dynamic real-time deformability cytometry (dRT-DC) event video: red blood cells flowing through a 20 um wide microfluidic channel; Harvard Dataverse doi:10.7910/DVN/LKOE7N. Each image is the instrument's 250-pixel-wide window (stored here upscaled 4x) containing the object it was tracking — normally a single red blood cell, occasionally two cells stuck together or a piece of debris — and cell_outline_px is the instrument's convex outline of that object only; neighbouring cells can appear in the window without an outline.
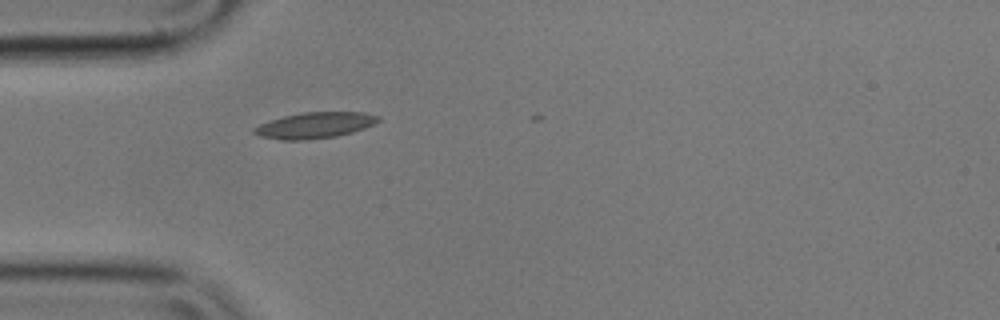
{"species": "common noctule bat (a hibernating species)", "species_latin": "Nyctalus noctula", "temperature_condition": "cold", "stored_images_in_passage": 6, "camera_frame_rate_fps": 3000, "um_per_image_px": 0.085, "animal": {"sex": "male", "body_mass_g": 17.9}, "frame": {"image": 1, "passage_image": 4, "time_ms": 1.0, "image_size_px": [1000, 320], "cell_outline_px": [[380, 120], [364, 128], [352, 132], [336, 136], [308, 140], [280, 140], [260, 136], [252, 132], [252, 128], [260, 124], [284, 116], [304, 112], [364, 112], [380, 116]], "centroid_in_image_um": [26.75, 10.65], "position_along_channel_um": 58.3, "area_um2": 18.73}}